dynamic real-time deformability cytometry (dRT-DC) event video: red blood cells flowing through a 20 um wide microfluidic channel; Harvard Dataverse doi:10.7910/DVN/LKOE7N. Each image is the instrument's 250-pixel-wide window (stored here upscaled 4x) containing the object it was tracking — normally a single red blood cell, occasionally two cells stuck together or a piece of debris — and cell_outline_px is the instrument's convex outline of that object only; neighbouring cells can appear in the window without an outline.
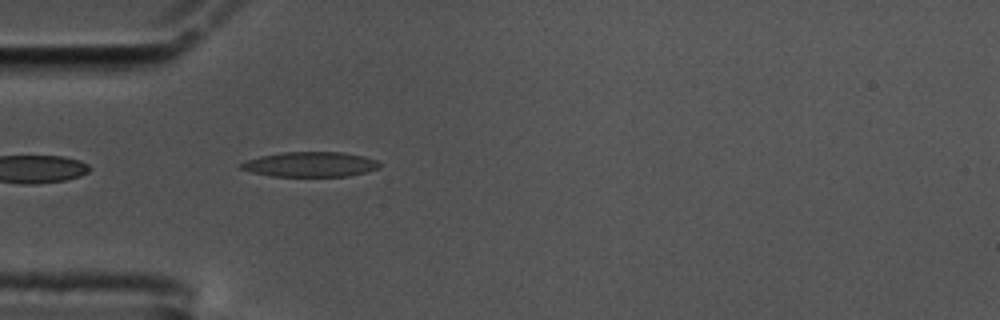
{"species": "common noctule bat (a hibernating species)", "species_latin": "Nyctalus noctula", "temperature_condition": "cold", "stored_images_in_passage": 40, "camera_frame_rate_fps": 3000, "um_per_image_px": 0.085, "animal": {"sex": "male", "body_mass_g": 17.5, "forearm_length_mm": 52.3}, "frame": {"image": 1, "passage_image": 1, "time_ms": 0.0, "image_size_px": [1000, 320], "cell_outline_px": [[380, 168], [348, 176], [272, 176], [252, 172], [240, 168], [240, 164], [248, 160], [260, 156], [280, 152], [344, 152], [364, 156], [376, 160], [380, 164]], "centroid_in_image_um": [26.39, 13.96], "position_along_channel_um": 58.6, "area_um2": 20.06}}
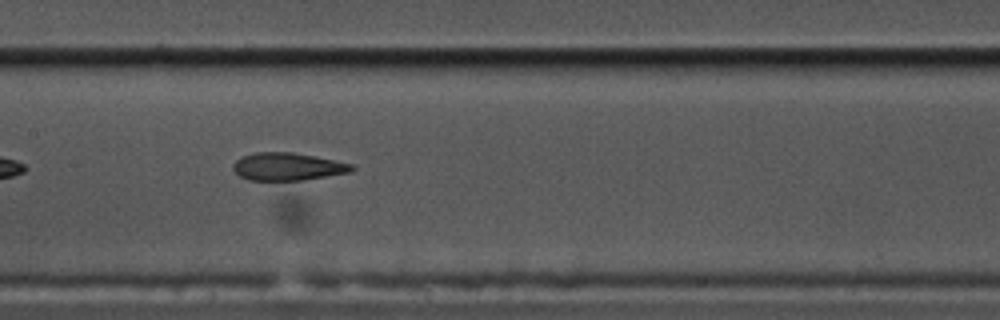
{"frame": {"image": 2, "passage_image": 12, "time_ms": 3.667, "image_size_px": [1000, 320], "cell_outline_px": [[356, 168], [352, 172], [304, 180], [248, 180], [240, 176], [232, 168], [232, 164], [236, 160], [244, 156], [256, 152], [292, 152], [352, 164]], "centroid_in_image_um": [24.45, 14.17], "position_along_channel_um": 183.0, "area_um2": 19.02}}
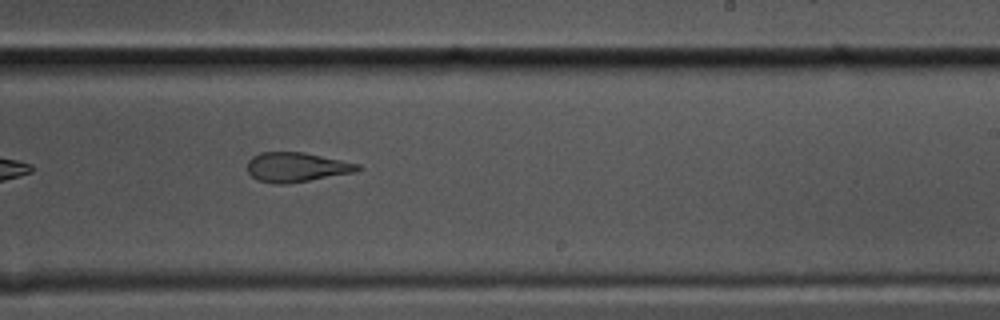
{"frame": {"image": 3, "passage_image": 19, "time_ms": 6.0, "image_size_px": [1000, 320], "cell_outline_px": [[364, 168], [356, 172], [288, 184], [272, 184], [256, 180], [248, 172], [248, 160], [252, 156], [260, 152], [304, 152], [360, 164]], "centroid_in_image_um": [25.21, 14.21], "position_along_channel_um": 263.8, "area_um2": 19.25}, "authors_computed_cell_mechanics": {"area_um2": 19.9699, "velocity_mm_per_s": 3.4773, "shape_relaxation_time_tau1_ms": null, "shape_relaxation_time_tau2_ms": 2.0095, "deformation_change_tau1": null, "deformation_change_tau2": 0.102}}